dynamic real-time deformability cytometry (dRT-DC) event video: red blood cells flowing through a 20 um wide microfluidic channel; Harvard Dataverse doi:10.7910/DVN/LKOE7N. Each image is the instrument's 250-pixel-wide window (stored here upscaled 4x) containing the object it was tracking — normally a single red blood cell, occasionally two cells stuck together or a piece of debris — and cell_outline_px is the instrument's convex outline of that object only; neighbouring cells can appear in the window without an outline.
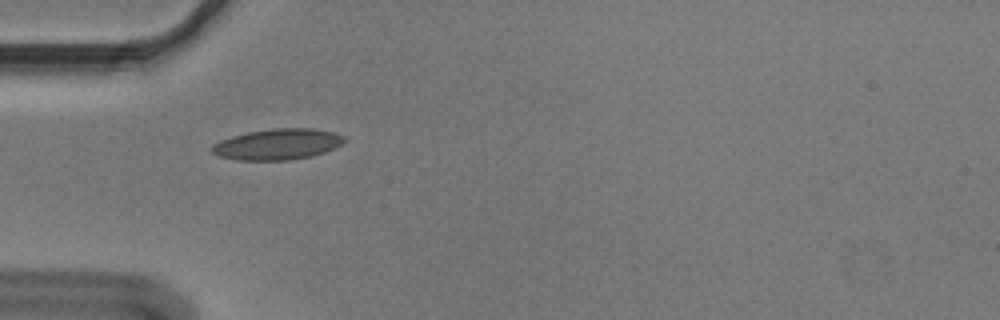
{"species": "Egyptian fruit bat (a non-hibernating species)", "species_latin": "Rousettus aegyptiacus", "temperature_condition": "cold", "stored_images_in_passage": 39, "camera_frame_rate_fps": 3000, "um_per_image_px": 0.085, "animal": {"sex": "male"}, "frame": {"image": 1, "passage_image": 1, "time_ms": 0.0, "image_size_px": [1000, 320], "cell_outline_px": [[348, 140], [336, 148], [312, 156], [292, 160], [236, 160], [220, 156], [212, 152], [212, 144], [220, 140], [232, 136], [248, 132], [272, 128], [312, 128], [332, 132], [344, 136]], "centroid_in_image_um": [23.62, 12.26], "position_along_channel_um": 61.4, "area_um2": 23.99}}
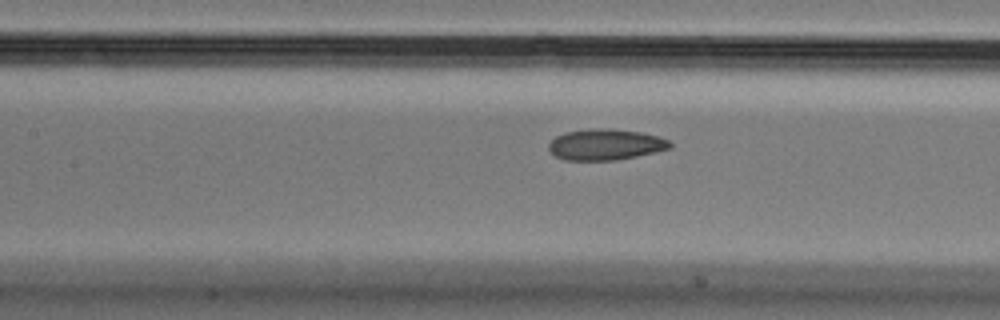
{"frame": {"image": 2, "passage_image": 9, "time_ms": 2.667, "image_size_px": [1000, 320], "cell_outline_px": [[672, 148], [656, 152], [616, 160], [564, 160], [556, 156], [548, 148], [548, 144], [556, 136], [564, 132], [592, 128], [608, 128], [640, 132], [660, 136], [668, 140], [672, 144]], "centroid_in_image_um": [51.48, 12.28], "position_along_channel_um": 155.9, "area_um2": 22.02}}
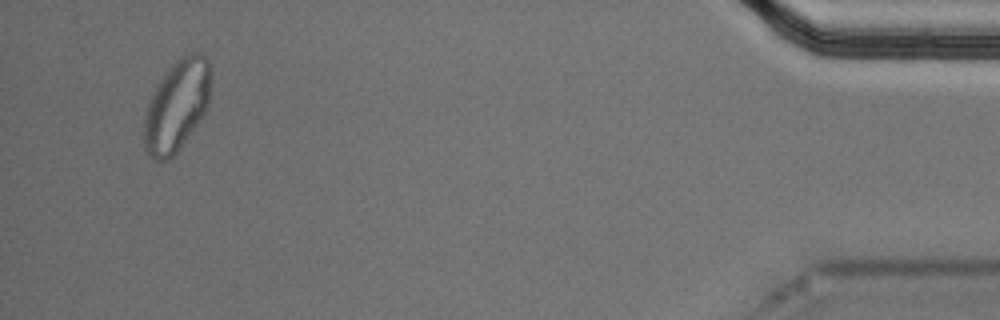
{"frame": {"image": 3, "passage_image": 37, "time_ms": 12.0, "image_size_px": [1000, 320], "cell_outline_px": [[212, 76], [208, 108], [180, 148], [172, 156], [164, 160], [152, 160], [148, 156], [144, 148], [144, 116], [152, 92], [156, 84], [168, 68], [180, 56], [188, 52], [200, 52], [212, 64]], "centroid_in_image_um": [15.05, 8.93], "position_along_channel_um": 420.2, "area_um2": 36.13}, "authors_computed_cell_mechanics": {"area_um2": 22.6576, "velocity_mm_per_s": 3.6102, "shape_relaxation_time_tau1_ms": null, "shape_relaxation_time_tau2_ms": 1.9714, "deformation_change_tau1": null, "deformation_change_tau2": 0.0624}}